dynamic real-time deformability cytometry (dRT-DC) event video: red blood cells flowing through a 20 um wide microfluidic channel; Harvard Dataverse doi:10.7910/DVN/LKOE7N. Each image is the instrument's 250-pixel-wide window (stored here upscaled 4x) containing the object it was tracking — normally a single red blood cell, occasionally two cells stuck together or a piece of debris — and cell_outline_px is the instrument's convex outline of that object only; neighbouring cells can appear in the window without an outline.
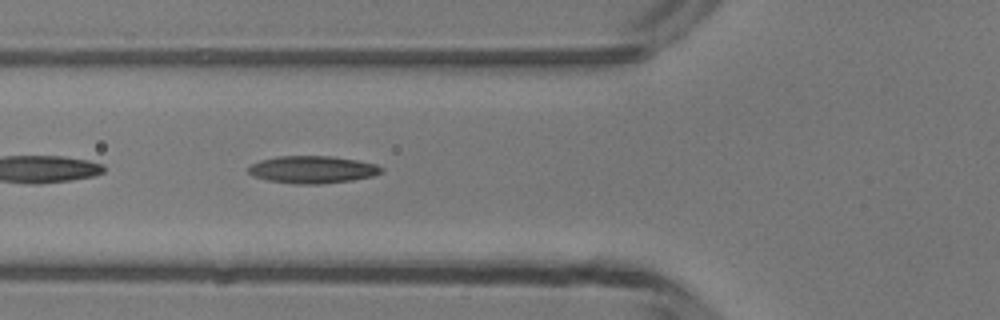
{"species": "common noctule bat (a hibernating species)", "species_latin": "Nyctalus noctula", "temperature_condition": "room temperature", "stored_images_in_passage": 35, "camera_frame_rate_fps": 3000, "um_per_image_px": 0.085, "animal": {"sex": "male", "body_mass_g": 13.3}, "frame": {"image": 1, "passage_image": 18, "time_ms": 5.667, "image_size_px": [1000, 320], "cell_outline_px": [[384, 172], [372, 176], [352, 180], [320, 184], [296, 184], [268, 180], [252, 176], [248, 172], [248, 168], [252, 164], [260, 160], [276, 156], [332, 156], [356, 160], [376, 164], [384, 168]], "centroid_in_image_um": [26.57, 14.41], "position_along_channel_um": 99.2, "area_um2": 21.27}}
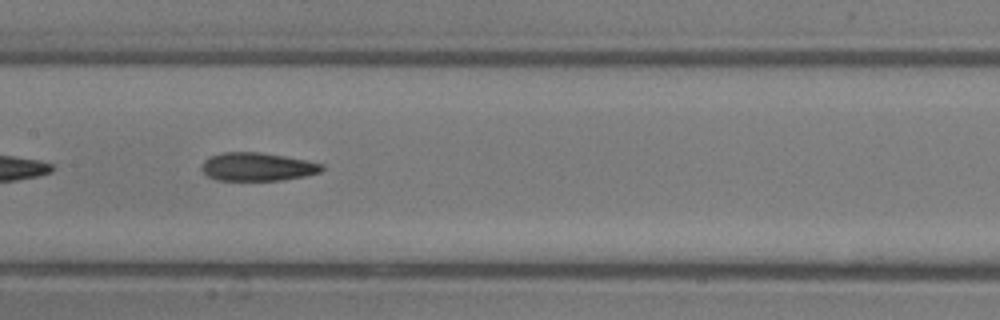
{"frame": {"image": 2, "passage_image": 24, "time_ms": 7.667, "image_size_px": [1000, 320], "cell_outline_px": [[324, 168], [320, 172], [304, 176], [280, 180], [216, 180], [208, 176], [200, 168], [204, 160], [212, 156], [224, 152], [260, 152], [284, 156], [324, 164]], "centroid_in_image_um": [21.87, 14.17], "position_along_channel_um": 185.5, "area_um2": 19.65}}
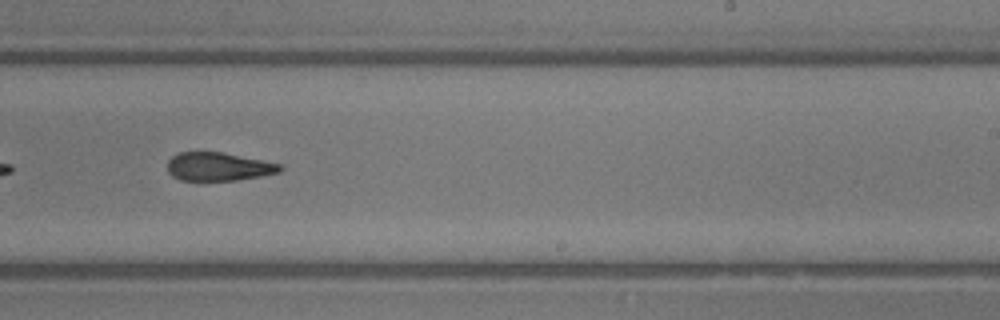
{"frame": {"image": 3, "passage_image": 30, "time_ms": 9.667, "image_size_px": [1000, 320], "cell_outline_px": [[284, 168], [280, 172], [260, 176], [236, 180], [180, 180], [172, 176], [168, 172], [168, 160], [172, 156], [180, 152], [220, 152], [280, 164]], "centroid_in_image_um": [18.54, 14.17], "position_along_channel_um": 270.5, "area_um2": 18.38}}